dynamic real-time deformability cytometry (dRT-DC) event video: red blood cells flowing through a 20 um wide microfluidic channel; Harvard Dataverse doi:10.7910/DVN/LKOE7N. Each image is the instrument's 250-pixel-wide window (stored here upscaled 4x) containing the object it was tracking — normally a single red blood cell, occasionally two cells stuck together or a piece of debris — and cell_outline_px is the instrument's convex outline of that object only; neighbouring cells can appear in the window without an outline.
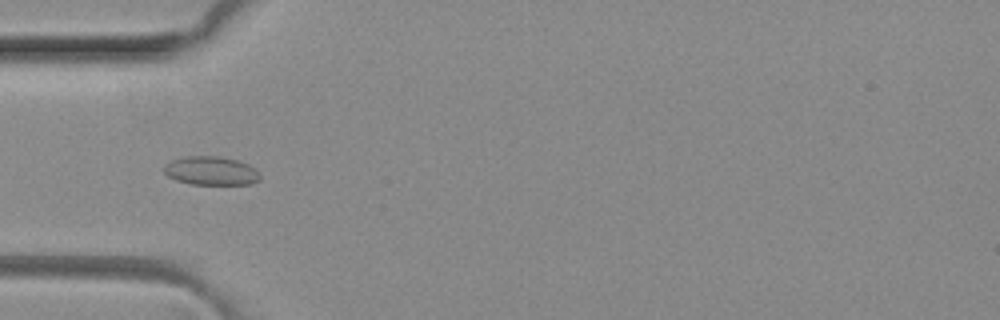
{"species": "common noctule bat (a hibernating species)", "species_latin": "Nyctalus noctula", "temperature_condition": "room temperature", "stored_images_in_passage": 4, "camera_frame_rate_fps": 3000, "um_per_image_px": 0.085, "animal": {"sex": "female", "body_mass_g": 29.2, "forearm_length_mm": 56.3}, "frame": {"image": 1, "passage_image": 4, "time_ms": 1.0, "image_size_px": [1000, 320], "cell_outline_px": [[260, 180], [252, 184], [192, 184], [176, 180], [168, 176], [164, 172], [164, 168], [172, 160], [184, 156], [220, 156], [236, 160], [248, 164], [256, 168], [260, 176]], "centroid_in_image_um": [17.97, 14.52], "position_along_channel_um": 67.0, "area_um2": 16.01}}